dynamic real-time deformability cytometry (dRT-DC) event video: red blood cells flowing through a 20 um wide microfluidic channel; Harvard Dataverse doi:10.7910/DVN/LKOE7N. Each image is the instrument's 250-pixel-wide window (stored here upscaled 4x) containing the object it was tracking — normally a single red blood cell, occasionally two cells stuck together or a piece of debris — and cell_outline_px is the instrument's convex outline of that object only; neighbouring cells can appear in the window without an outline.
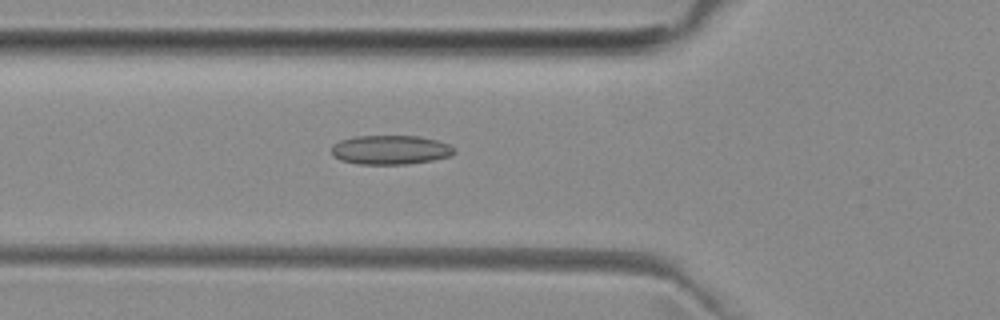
{"species": "common noctule bat (a hibernating species)", "species_latin": "Nyctalus noctula", "temperature_condition": "room temperature", "stored_images_in_passage": 44, "camera_frame_rate_fps": 3000, "um_per_image_px": 0.085, "animal": {"sex": "female", "body_mass_g": 29.2, "forearm_length_mm": 56.3}, "frame": {"image": 1, "passage_image": 11, "time_ms": 3.333, "image_size_px": [1000, 320], "cell_outline_px": [[456, 152], [452, 156], [432, 160], [408, 164], [356, 164], [340, 160], [332, 156], [332, 144], [340, 140], [356, 136], [420, 136], [436, 140], [448, 144], [456, 148]], "centroid_in_image_um": [33.19, 12.74], "position_along_channel_um": 92.6, "area_um2": 21.1}}
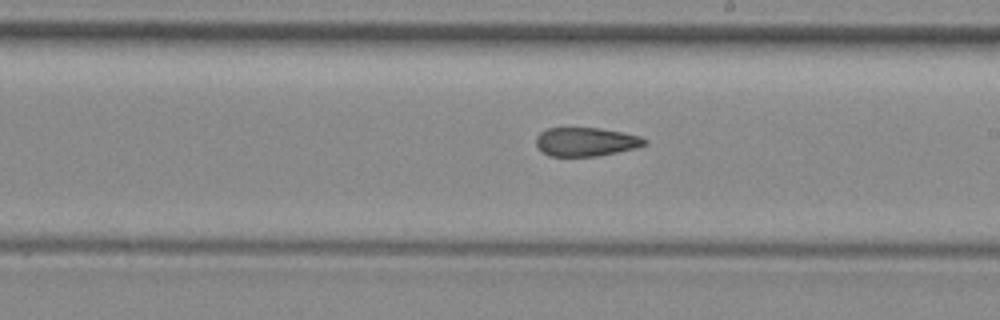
{"frame": {"image": 2, "passage_image": 22, "time_ms": 7.0, "image_size_px": [1000, 320], "cell_outline_px": [[648, 140], [644, 144], [636, 148], [596, 156], [548, 156], [536, 144], [536, 136], [540, 132], [548, 128], [600, 128], [640, 136]], "centroid_in_image_um": [49.78, 12.05], "position_along_channel_um": 239.2, "area_um2": 17.98}}
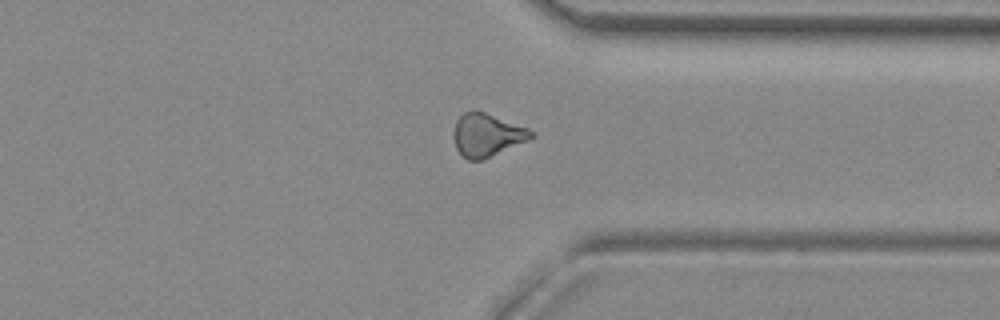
{"frame": {"image": 3, "passage_image": 32, "time_ms": 10.333, "image_size_px": [1000, 320], "cell_outline_px": [[536, 136], [528, 140], [484, 160], [468, 160], [456, 148], [452, 136], [456, 120], [464, 112], [472, 108], [476, 108], [528, 128], [536, 132]], "centroid_in_image_um": [41.39, 11.45], "position_along_channel_um": 370.0, "area_um2": 19.88}, "authors_computed_cell_mechanics": {"area_um2": 19.4208, "velocity_mm_per_s": 3.991, "shape_relaxation_time_tau1_ms": null, "shape_relaxation_time_tau2_ms": 3.6757, "deformation_change_tau1": null, "deformation_change_tau2": 0.1141}}